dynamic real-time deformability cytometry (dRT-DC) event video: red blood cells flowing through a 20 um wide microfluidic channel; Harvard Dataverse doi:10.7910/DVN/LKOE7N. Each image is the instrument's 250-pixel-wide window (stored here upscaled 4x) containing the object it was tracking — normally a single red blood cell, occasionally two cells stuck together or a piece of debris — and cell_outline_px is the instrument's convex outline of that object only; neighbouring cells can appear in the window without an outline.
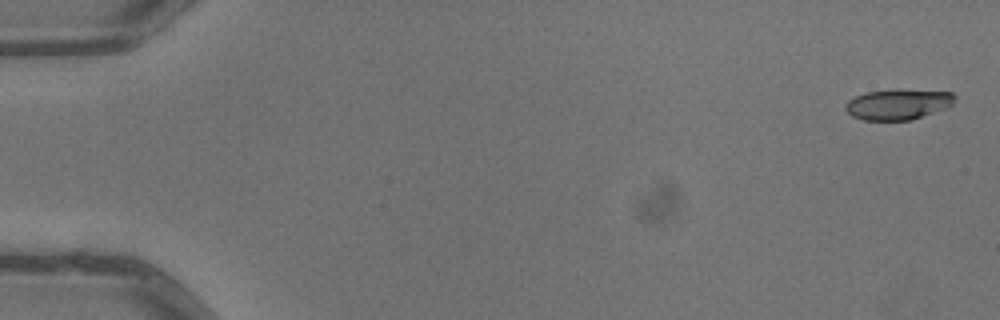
{"species": "common noctule bat (a hibernating species)", "species_latin": "Nyctalus noctula", "temperature_condition": "warm", "stored_images_in_passage": 5, "camera_frame_rate_fps": 3000, "um_per_image_px": 0.085, "animal": {"sex": "male", "body_mass_g": 13.3}, "frame": {"image": 1, "passage_image": 1, "time_ms": 0.0, "image_size_px": [1000, 320], "cell_outline_px": [[956, 100], [948, 108], [912, 120], [864, 120], [852, 116], [844, 108], [844, 104], [848, 100], [856, 96], [868, 92], [952, 92], [956, 96]], "centroid_in_image_um": [76.33, 8.93], "position_along_channel_um": 8.7, "area_um2": 18.67}}
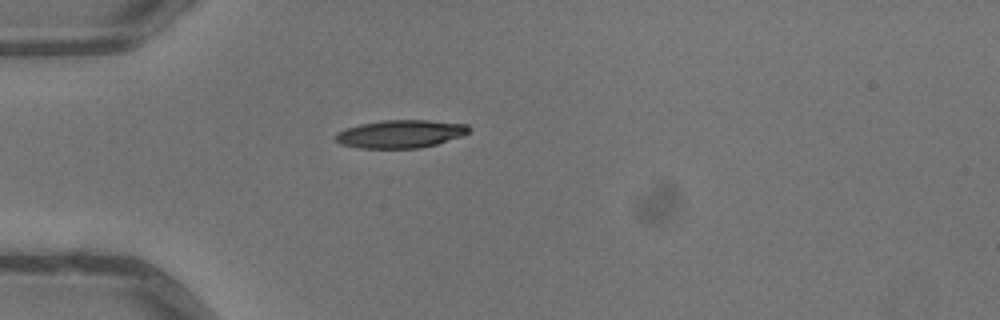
{"frame": {"image": 2, "passage_image": 5, "time_ms": 1.333, "image_size_px": [1000, 320], "cell_outline_px": [[472, 128], [468, 132], [460, 136], [436, 144], [420, 148], [360, 148], [340, 144], [336, 140], [336, 132], [344, 128], [360, 124], [384, 120], [428, 120], [468, 124]], "centroid_in_image_um": [34.03, 11.38], "position_along_channel_um": 51.0, "area_um2": 21.73}}